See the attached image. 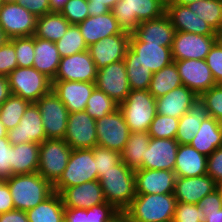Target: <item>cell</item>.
<instances>
[{
    "mask_svg": "<svg viewBox=\"0 0 222 222\" xmlns=\"http://www.w3.org/2000/svg\"><path fill=\"white\" fill-rule=\"evenodd\" d=\"M172 222H206V217L197 204L177 202Z\"/></svg>",
    "mask_w": 222,
    "mask_h": 222,
    "instance_id": "cell-47",
    "label": "cell"
},
{
    "mask_svg": "<svg viewBox=\"0 0 222 222\" xmlns=\"http://www.w3.org/2000/svg\"><path fill=\"white\" fill-rule=\"evenodd\" d=\"M117 210L109 203L105 202L89 208L90 222H107Z\"/></svg>",
    "mask_w": 222,
    "mask_h": 222,
    "instance_id": "cell-53",
    "label": "cell"
},
{
    "mask_svg": "<svg viewBox=\"0 0 222 222\" xmlns=\"http://www.w3.org/2000/svg\"><path fill=\"white\" fill-rule=\"evenodd\" d=\"M97 146L122 153L130 136L129 126L119 108L96 120Z\"/></svg>",
    "mask_w": 222,
    "mask_h": 222,
    "instance_id": "cell-9",
    "label": "cell"
},
{
    "mask_svg": "<svg viewBox=\"0 0 222 222\" xmlns=\"http://www.w3.org/2000/svg\"><path fill=\"white\" fill-rule=\"evenodd\" d=\"M197 206L202 208L205 217L208 216V213H213L222 209V198L219 191L216 189L212 193L203 197L197 203Z\"/></svg>",
    "mask_w": 222,
    "mask_h": 222,
    "instance_id": "cell-54",
    "label": "cell"
},
{
    "mask_svg": "<svg viewBox=\"0 0 222 222\" xmlns=\"http://www.w3.org/2000/svg\"><path fill=\"white\" fill-rule=\"evenodd\" d=\"M11 1H16V0H0V2H11Z\"/></svg>",
    "mask_w": 222,
    "mask_h": 222,
    "instance_id": "cell-70",
    "label": "cell"
},
{
    "mask_svg": "<svg viewBox=\"0 0 222 222\" xmlns=\"http://www.w3.org/2000/svg\"><path fill=\"white\" fill-rule=\"evenodd\" d=\"M199 0H166V4L189 5Z\"/></svg>",
    "mask_w": 222,
    "mask_h": 222,
    "instance_id": "cell-64",
    "label": "cell"
},
{
    "mask_svg": "<svg viewBox=\"0 0 222 222\" xmlns=\"http://www.w3.org/2000/svg\"><path fill=\"white\" fill-rule=\"evenodd\" d=\"M171 47L146 42H129V48L137 54V59L150 68L152 73L160 71L173 62Z\"/></svg>",
    "mask_w": 222,
    "mask_h": 222,
    "instance_id": "cell-29",
    "label": "cell"
},
{
    "mask_svg": "<svg viewBox=\"0 0 222 222\" xmlns=\"http://www.w3.org/2000/svg\"><path fill=\"white\" fill-rule=\"evenodd\" d=\"M96 78V64L87 50L61 58L53 80L96 82Z\"/></svg>",
    "mask_w": 222,
    "mask_h": 222,
    "instance_id": "cell-17",
    "label": "cell"
},
{
    "mask_svg": "<svg viewBox=\"0 0 222 222\" xmlns=\"http://www.w3.org/2000/svg\"><path fill=\"white\" fill-rule=\"evenodd\" d=\"M199 98L204 102L208 116L216 120L222 116V86L220 84L203 92Z\"/></svg>",
    "mask_w": 222,
    "mask_h": 222,
    "instance_id": "cell-46",
    "label": "cell"
},
{
    "mask_svg": "<svg viewBox=\"0 0 222 222\" xmlns=\"http://www.w3.org/2000/svg\"><path fill=\"white\" fill-rule=\"evenodd\" d=\"M206 64L210 68L215 82L222 81V45L217 41L205 58Z\"/></svg>",
    "mask_w": 222,
    "mask_h": 222,
    "instance_id": "cell-51",
    "label": "cell"
},
{
    "mask_svg": "<svg viewBox=\"0 0 222 222\" xmlns=\"http://www.w3.org/2000/svg\"><path fill=\"white\" fill-rule=\"evenodd\" d=\"M13 95L36 103L52 90V80L34 67H17L8 76Z\"/></svg>",
    "mask_w": 222,
    "mask_h": 222,
    "instance_id": "cell-7",
    "label": "cell"
},
{
    "mask_svg": "<svg viewBox=\"0 0 222 222\" xmlns=\"http://www.w3.org/2000/svg\"><path fill=\"white\" fill-rule=\"evenodd\" d=\"M216 188L217 183L207 174L198 177H176L173 194L177 202L197 204Z\"/></svg>",
    "mask_w": 222,
    "mask_h": 222,
    "instance_id": "cell-24",
    "label": "cell"
},
{
    "mask_svg": "<svg viewBox=\"0 0 222 222\" xmlns=\"http://www.w3.org/2000/svg\"><path fill=\"white\" fill-rule=\"evenodd\" d=\"M178 146L175 139L151 137L140 169L174 171Z\"/></svg>",
    "mask_w": 222,
    "mask_h": 222,
    "instance_id": "cell-21",
    "label": "cell"
},
{
    "mask_svg": "<svg viewBox=\"0 0 222 222\" xmlns=\"http://www.w3.org/2000/svg\"><path fill=\"white\" fill-rule=\"evenodd\" d=\"M166 14L176 31L198 35H217L207 22L199 18L188 5L166 4Z\"/></svg>",
    "mask_w": 222,
    "mask_h": 222,
    "instance_id": "cell-25",
    "label": "cell"
},
{
    "mask_svg": "<svg viewBox=\"0 0 222 222\" xmlns=\"http://www.w3.org/2000/svg\"><path fill=\"white\" fill-rule=\"evenodd\" d=\"M47 139H64L67 131L69 111L51 90L37 102Z\"/></svg>",
    "mask_w": 222,
    "mask_h": 222,
    "instance_id": "cell-10",
    "label": "cell"
},
{
    "mask_svg": "<svg viewBox=\"0 0 222 222\" xmlns=\"http://www.w3.org/2000/svg\"><path fill=\"white\" fill-rule=\"evenodd\" d=\"M207 175L216 183L222 181V146L207 157Z\"/></svg>",
    "mask_w": 222,
    "mask_h": 222,
    "instance_id": "cell-52",
    "label": "cell"
},
{
    "mask_svg": "<svg viewBox=\"0 0 222 222\" xmlns=\"http://www.w3.org/2000/svg\"><path fill=\"white\" fill-rule=\"evenodd\" d=\"M16 210L27 211L44 202L53 193V185L38 172L12 175L6 179Z\"/></svg>",
    "mask_w": 222,
    "mask_h": 222,
    "instance_id": "cell-1",
    "label": "cell"
},
{
    "mask_svg": "<svg viewBox=\"0 0 222 222\" xmlns=\"http://www.w3.org/2000/svg\"><path fill=\"white\" fill-rule=\"evenodd\" d=\"M17 67L14 44L8 40L0 47V75L8 76Z\"/></svg>",
    "mask_w": 222,
    "mask_h": 222,
    "instance_id": "cell-49",
    "label": "cell"
},
{
    "mask_svg": "<svg viewBox=\"0 0 222 222\" xmlns=\"http://www.w3.org/2000/svg\"><path fill=\"white\" fill-rule=\"evenodd\" d=\"M7 138L11 145L28 142L41 144L47 139L41 113L36 103L28 105L19 124L7 131Z\"/></svg>",
    "mask_w": 222,
    "mask_h": 222,
    "instance_id": "cell-15",
    "label": "cell"
},
{
    "mask_svg": "<svg viewBox=\"0 0 222 222\" xmlns=\"http://www.w3.org/2000/svg\"><path fill=\"white\" fill-rule=\"evenodd\" d=\"M13 199L6 180L0 179V214L14 210Z\"/></svg>",
    "mask_w": 222,
    "mask_h": 222,
    "instance_id": "cell-57",
    "label": "cell"
},
{
    "mask_svg": "<svg viewBox=\"0 0 222 222\" xmlns=\"http://www.w3.org/2000/svg\"><path fill=\"white\" fill-rule=\"evenodd\" d=\"M208 116L204 102L198 97L188 111L179 118L175 140L179 144H190L198 132L201 122Z\"/></svg>",
    "mask_w": 222,
    "mask_h": 222,
    "instance_id": "cell-31",
    "label": "cell"
},
{
    "mask_svg": "<svg viewBox=\"0 0 222 222\" xmlns=\"http://www.w3.org/2000/svg\"><path fill=\"white\" fill-rule=\"evenodd\" d=\"M190 145L199 153L208 157L215 149L222 146V134L218 121L207 116L202 122Z\"/></svg>",
    "mask_w": 222,
    "mask_h": 222,
    "instance_id": "cell-33",
    "label": "cell"
},
{
    "mask_svg": "<svg viewBox=\"0 0 222 222\" xmlns=\"http://www.w3.org/2000/svg\"><path fill=\"white\" fill-rule=\"evenodd\" d=\"M127 78L131 90H148L153 73L139 59L130 48L124 57Z\"/></svg>",
    "mask_w": 222,
    "mask_h": 222,
    "instance_id": "cell-37",
    "label": "cell"
},
{
    "mask_svg": "<svg viewBox=\"0 0 222 222\" xmlns=\"http://www.w3.org/2000/svg\"><path fill=\"white\" fill-rule=\"evenodd\" d=\"M216 189L219 191V193L221 195V198H222V181L217 183V188Z\"/></svg>",
    "mask_w": 222,
    "mask_h": 222,
    "instance_id": "cell-68",
    "label": "cell"
},
{
    "mask_svg": "<svg viewBox=\"0 0 222 222\" xmlns=\"http://www.w3.org/2000/svg\"><path fill=\"white\" fill-rule=\"evenodd\" d=\"M150 138L148 132H131L121 153L122 162L133 170L140 169Z\"/></svg>",
    "mask_w": 222,
    "mask_h": 222,
    "instance_id": "cell-36",
    "label": "cell"
},
{
    "mask_svg": "<svg viewBox=\"0 0 222 222\" xmlns=\"http://www.w3.org/2000/svg\"><path fill=\"white\" fill-rule=\"evenodd\" d=\"M12 176V145L7 137L0 138V179Z\"/></svg>",
    "mask_w": 222,
    "mask_h": 222,
    "instance_id": "cell-50",
    "label": "cell"
},
{
    "mask_svg": "<svg viewBox=\"0 0 222 222\" xmlns=\"http://www.w3.org/2000/svg\"><path fill=\"white\" fill-rule=\"evenodd\" d=\"M95 82L52 80V90L63 102L69 113L85 111Z\"/></svg>",
    "mask_w": 222,
    "mask_h": 222,
    "instance_id": "cell-20",
    "label": "cell"
},
{
    "mask_svg": "<svg viewBox=\"0 0 222 222\" xmlns=\"http://www.w3.org/2000/svg\"><path fill=\"white\" fill-rule=\"evenodd\" d=\"M176 30L172 26L167 14L145 20L138 24L136 31L131 34L129 42H146L148 44H160V46H172Z\"/></svg>",
    "mask_w": 222,
    "mask_h": 222,
    "instance_id": "cell-19",
    "label": "cell"
},
{
    "mask_svg": "<svg viewBox=\"0 0 222 222\" xmlns=\"http://www.w3.org/2000/svg\"><path fill=\"white\" fill-rule=\"evenodd\" d=\"M206 222H222V209L213 213H208Z\"/></svg>",
    "mask_w": 222,
    "mask_h": 222,
    "instance_id": "cell-63",
    "label": "cell"
},
{
    "mask_svg": "<svg viewBox=\"0 0 222 222\" xmlns=\"http://www.w3.org/2000/svg\"><path fill=\"white\" fill-rule=\"evenodd\" d=\"M217 42V35H198L176 31L171 47L173 61L203 60Z\"/></svg>",
    "mask_w": 222,
    "mask_h": 222,
    "instance_id": "cell-12",
    "label": "cell"
},
{
    "mask_svg": "<svg viewBox=\"0 0 222 222\" xmlns=\"http://www.w3.org/2000/svg\"><path fill=\"white\" fill-rule=\"evenodd\" d=\"M26 215L29 222H63L65 207L60 194L54 192L44 202L27 210Z\"/></svg>",
    "mask_w": 222,
    "mask_h": 222,
    "instance_id": "cell-34",
    "label": "cell"
},
{
    "mask_svg": "<svg viewBox=\"0 0 222 222\" xmlns=\"http://www.w3.org/2000/svg\"><path fill=\"white\" fill-rule=\"evenodd\" d=\"M119 110L130 132H148L156 115V98L148 90H131Z\"/></svg>",
    "mask_w": 222,
    "mask_h": 222,
    "instance_id": "cell-5",
    "label": "cell"
},
{
    "mask_svg": "<svg viewBox=\"0 0 222 222\" xmlns=\"http://www.w3.org/2000/svg\"><path fill=\"white\" fill-rule=\"evenodd\" d=\"M96 87L116 103H122L130 93L127 70L124 60L111 63L97 70Z\"/></svg>",
    "mask_w": 222,
    "mask_h": 222,
    "instance_id": "cell-13",
    "label": "cell"
},
{
    "mask_svg": "<svg viewBox=\"0 0 222 222\" xmlns=\"http://www.w3.org/2000/svg\"><path fill=\"white\" fill-rule=\"evenodd\" d=\"M70 24H78L89 17L87 0H68L60 12Z\"/></svg>",
    "mask_w": 222,
    "mask_h": 222,
    "instance_id": "cell-48",
    "label": "cell"
},
{
    "mask_svg": "<svg viewBox=\"0 0 222 222\" xmlns=\"http://www.w3.org/2000/svg\"><path fill=\"white\" fill-rule=\"evenodd\" d=\"M174 194H136L125 210L132 222H172L176 207Z\"/></svg>",
    "mask_w": 222,
    "mask_h": 222,
    "instance_id": "cell-3",
    "label": "cell"
},
{
    "mask_svg": "<svg viewBox=\"0 0 222 222\" xmlns=\"http://www.w3.org/2000/svg\"><path fill=\"white\" fill-rule=\"evenodd\" d=\"M176 175L174 171L136 169V194H171L174 192Z\"/></svg>",
    "mask_w": 222,
    "mask_h": 222,
    "instance_id": "cell-23",
    "label": "cell"
},
{
    "mask_svg": "<svg viewBox=\"0 0 222 222\" xmlns=\"http://www.w3.org/2000/svg\"><path fill=\"white\" fill-rule=\"evenodd\" d=\"M196 15L218 33L222 29V1L199 0L188 5Z\"/></svg>",
    "mask_w": 222,
    "mask_h": 222,
    "instance_id": "cell-39",
    "label": "cell"
},
{
    "mask_svg": "<svg viewBox=\"0 0 222 222\" xmlns=\"http://www.w3.org/2000/svg\"><path fill=\"white\" fill-rule=\"evenodd\" d=\"M178 125V118L156 113L155 118L150 124L148 133L153 138L175 139Z\"/></svg>",
    "mask_w": 222,
    "mask_h": 222,
    "instance_id": "cell-43",
    "label": "cell"
},
{
    "mask_svg": "<svg viewBox=\"0 0 222 222\" xmlns=\"http://www.w3.org/2000/svg\"><path fill=\"white\" fill-rule=\"evenodd\" d=\"M107 222H132L126 211H117Z\"/></svg>",
    "mask_w": 222,
    "mask_h": 222,
    "instance_id": "cell-61",
    "label": "cell"
},
{
    "mask_svg": "<svg viewBox=\"0 0 222 222\" xmlns=\"http://www.w3.org/2000/svg\"><path fill=\"white\" fill-rule=\"evenodd\" d=\"M174 172L176 177H198L207 174V157L190 144H179Z\"/></svg>",
    "mask_w": 222,
    "mask_h": 222,
    "instance_id": "cell-28",
    "label": "cell"
},
{
    "mask_svg": "<svg viewBox=\"0 0 222 222\" xmlns=\"http://www.w3.org/2000/svg\"><path fill=\"white\" fill-rule=\"evenodd\" d=\"M92 150L96 161L98 179L103 175V173L107 172L122 161L121 154L114 150L100 146H95Z\"/></svg>",
    "mask_w": 222,
    "mask_h": 222,
    "instance_id": "cell-45",
    "label": "cell"
},
{
    "mask_svg": "<svg viewBox=\"0 0 222 222\" xmlns=\"http://www.w3.org/2000/svg\"><path fill=\"white\" fill-rule=\"evenodd\" d=\"M173 62L176 64L182 85L198 96L217 85L205 59H186Z\"/></svg>",
    "mask_w": 222,
    "mask_h": 222,
    "instance_id": "cell-18",
    "label": "cell"
},
{
    "mask_svg": "<svg viewBox=\"0 0 222 222\" xmlns=\"http://www.w3.org/2000/svg\"><path fill=\"white\" fill-rule=\"evenodd\" d=\"M64 220L66 222H90L89 209L65 208Z\"/></svg>",
    "mask_w": 222,
    "mask_h": 222,
    "instance_id": "cell-58",
    "label": "cell"
},
{
    "mask_svg": "<svg viewBox=\"0 0 222 222\" xmlns=\"http://www.w3.org/2000/svg\"><path fill=\"white\" fill-rule=\"evenodd\" d=\"M181 85L176 64L172 62L160 71L153 73L148 91L157 99Z\"/></svg>",
    "mask_w": 222,
    "mask_h": 222,
    "instance_id": "cell-38",
    "label": "cell"
},
{
    "mask_svg": "<svg viewBox=\"0 0 222 222\" xmlns=\"http://www.w3.org/2000/svg\"><path fill=\"white\" fill-rule=\"evenodd\" d=\"M68 0H49L51 12L60 13Z\"/></svg>",
    "mask_w": 222,
    "mask_h": 222,
    "instance_id": "cell-62",
    "label": "cell"
},
{
    "mask_svg": "<svg viewBox=\"0 0 222 222\" xmlns=\"http://www.w3.org/2000/svg\"><path fill=\"white\" fill-rule=\"evenodd\" d=\"M98 179L92 149H72L68 164L60 179L53 185L54 192Z\"/></svg>",
    "mask_w": 222,
    "mask_h": 222,
    "instance_id": "cell-6",
    "label": "cell"
},
{
    "mask_svg": "<svg viewBox=\"0 0 222 222\" xmlns=\"http://www.w3.org/2000/svg\"><path fill=\"white\" fill-rule=\"evenodd\" d=\"M64 140L72 149H92L97 146L96 120L86 111L69 113Z\"/></svg>",
    "mask_w": 222,
    "mask_h": 222,
    "instance_id": "cell-14",
    "label": "cell"
},
{
    "mask_svg": "<svg viewBox=\"0 0 222 222\" xmlns=\"http://www.w3.org/2000/svg\"><path fill=\"white\" fill-rule=\"evenodd\" d=\"M37 17L15 1L0 2V27L10 38L35 34Z\"/></svg>",
    "mask_w": 222,
    "mask_h": 222,
    "instance_id": "cell-11",
    "label": "cell"
},
{
    "mask_svg": "<svg viewBox=\"0 0 222 222\" xmlns=\"http://www.w3.org/2000/svg\"><path fill=\"white\" fill-rule=\"evenodd\" d=\"M59 194L65 208L89 209L106 202L99 180L64 188Z\"/></svg>",
    "mask_w": 222,
    "mask_h": 222,
    "instance_id": "cell-22",
    "label": "cell"
},
{
    "mask_svg": "<svg viewBox=\"0 0 222 222\" xmlns=\"http://www.w3.org/2000/svg\"><path fill=\"white\" fill-rule=\"evenodd\" d=\"M0 222H29L26 212L21 210H12L0 214Z\"/></svg>",
    "mask_w": 222,
    "mask_h": 222,
    "instance_id": "cell-59",
    "label": "cell"
},
{
    "mask_svg": "<svg viewBox=\"0 0 222 222\" xmlns=\"http://www.w3.org/2000/svg\"><path fill=\"white\" fill-rule=\"evenodd\" d=\"M71 152L64 139H46L39 148L38 173L54 185L62 176Z\"/></svg>",
    "mask_w": 222,
    "mask_h": 222,
    "instance_id": "cell-8",
    "label": "cell"
},
{
    "mask_svg": "<svg viewBox=\"0 0 222 222\" xmlns=\"http://www.w3.org/2000/svg\"><path fill=\"white\" fill-rule=\"evenodd\" d=\"M29 104L28 100L13 94L1 104L0 120L7 131L19 124Z\"/></svg>",
    "mask_w": 222,
    "mask_h": 222,
    "instance_id": "cell-40",
    "label": "cell"
},
{
    "mask_svg": "<svg viewBox=\"0 0 222 222\" xmlns=\"http://www.w3.org/2000/svg\"><path fill=\"white\" fill-rule=\"evenodd\" d=\"M89 16H99L112 10L119 0H87Z\"/></svg>",
    "mask_w": 222,
    "mask_h": 222,
    "instance_id": "cell-56",
    "label": "cell"
},
{
    "mask_svg": "<svg viewBox=\"0 0 222 222\" xmlns=\"http://www.w3.org/2000/svg\"><path fill=\"white\" fill-rule=\"evenodd\" d=\"M118 108V103H116L103 91L95 87L91 96L88 98L85 111L91 118L98 120Z\"/></svg>",
    "mask_w": 222,
    "mask_h": 222,
    "instance_id": "cell-41",
    "label": "cell"
},
{
    "mask_svg": "<svg viewBox=\"0 0 222 222\" xmlns=\"http://www.w3.org/2000/svg\"><path fill=\"white\" fill-rule=\"evenodd\" d=\"M119 28L130 35L138 24L166 13V0H119L112 8Z\"/></svg>",
    "mask_w": 222,
    "mask_h": 222,
    "instance_id": "cell-4",
    "label": "cell"
},
{
    "mask_svg": "<svg viewBox=\"0 0 222 222\" xmlns=\"http://www.w3.org/2000/svg\"><path fill=\"white\" fill-rule=\"evenodd\" d=\"M198 97L195 92L181 85L156 99V113L179 119Z\"/></svg>",
    "mask_w": 222,
    "mask_h": 222,
    "instance_id": "cell-26",
    "label": "cell"
},
{
    "mask_svg": "<svg viewBox=\"0 0 222 222\" xmlns=\"http://www.w3.org/2000/svg\"><path fill=\"white\" fill-rule=\"evenodd\" d=\"M15 2L37 18L51 12L49 0H16Z\"/></svg>",
    "mask_w": 222,
    "mask_h": 222,
    "instance_id": "cell-55",
    "label": "cell"
},
{
    "mask_svg": "<svg viewBox=\"0 0 222 222\" xmlns=\"http://www.w3.org/2000/svg\"><path fill=\"white\" fill-rule=\"evenodd\" d=\"M9 38L4 33L3 29L0 27V47L3 46Z\"/></svg>",
    "mask_w": 222,
    "mask_h": 222,
    "instance_id": "cell-65",
    "label": "cell"
},
{
    "mask_svg": "<svg viewBox=\"0 0 222 222\" xmlns=\"http://www.w3.org/2000/svg\"><path fill=\"white\" fill-rule=\"evenodd\" d=\"M9 40L14 44L18 67H33L34 35L14 37Z\"/></svg>",
    "mask_w": 222,
    "mask_h": 222,
    "instance_id": "cell-44",
    "label": "cell"
},
{
    "mask_svg": "<svg viewBox=\"0 0 222 222\" xmlns=\"http://www.w3.org/2000/svg\"><path fill=\"white\" fill-rule=\"evenodd\" d=\"M105 201L117 211H125L136 196L135 170L122 161L99 178Z\"/></svg>",
    "mask_w": 222,
    "mask_h": 222,
    "instance_id": "cell-2",
    "label": "cell"
},
{
    "mask_svg": "<svg viewBox=\"0 0 222 222\" xmlns=\"http://www.w3.org/2000/svg\"><path fill=\"white\" fill-rule=\"evenodd\" d=\"M217 121H218L219 129H220V133L222 134V116L219 117V118L217 119Z\"/></svg>",
    "mask_w": 222,
    "mask_h": 222,
    "instance_id": "cell-69",
    "label": "cell"
},
{
    "mask_svg": "<svg viewBox=\"0 0 222 222\" xmlns=\"http://www.w3.org/2000/svg\"><path fill=\"white\" fill-rule=\"evenodd\" d=\"M39 148L35 142L12 145V175L37 173Z\"/></svg>",
    "mask_w": 222,
    "mask_h": 222,
    "instance_id": "cell-32",
    "label": "cell"
},
{
    "mask_svg": "<svg viewBox=\"0 0 222 222\" xmlns=\"http://www.w3.org/2000/svg\"><path fill=\"white\" fill-rule=\"evenodd\" d=\"M77 25L88 47L107 36L122 32L112 11L99 16H89Z\"/></svg>",
    "mask_w": 222,
    "mask_h": 222,
    "instance_id": "cell-27",
    "label": "cell"
},
{
    "mask_svg": "<svg viewBox=\"0 0 222 222\" xmlns=\"http://www.w3.org/2000/svg\"><path fill=\"white\" fill-rule=\"evenodd\" d=\"M61 60L55 42L34 36V64L33 67L53 80Z\"/></svg>",
    "mask_w": 222,
    "mask_h": 222,
    "instance_id": "cell-30",
    "label": "cell"
},
{
    "mask_svg": "<svg viewBox=\"0 0 222 222\" xmlns=\"http://www.w3.org/2000/svg\"><path fill=\"white\" fill-rule=\"evenodd\" d=\"M55 44L61 58L88 50V46L76 24H71L67 32Z\"/></svg>",
    "mask_w": 222,
    "mask_h": 222,
    "instance_id": "cell-42",
    "label": "cell"
},
{
    "mask_svg": "<svg viewBox=\"0 0 222 222\" xmlns=\"http://www.w3.org/2000/svg\"><path fill=\"white\" fill-rule=\"evenodd\" d=\"M12 95L7 76L0 75V106Z\"/></svg>",
    "mask_w": 222,
    "mask_h": 222,
    "instance_id": "cell-60",
    "label": "cell"
},
{
    "mask_svg": "<svg viewBox=\"0 0 222 222\" xmlns=\"http://www.w3.org/2000/svg\"><path fill=\"white\" fill-rule=\"evenodd\" d=\"M131 35L126 32L110 35L88 47L97 70L124 59Z\"/></svg>",
    "mask_w": 222,
    "mask_h": 222,
    "instance_id": "cell-16",
    "label": "cell"
},
{
    "mask_svg": "<svg viewBox=\"0 0 222 222\" xmlns=\"http://www.w3.org/2000/svg\"><path fill=\"white\" fill-rule=\"evenodd\" d=\"M70 25L61 13L50 12L37 18L34 36L57 42L67 32Z\"/></svg>",
    "mask_w": 222,
    "mask_h": 222,
    "instance_id": "cell-35",
    "label": "cell"
},
{
    "mask_svg": "<svg viewBox=\"0 0 222 222\" xmlns=\"http://www.w3.org/2000/svg\"><path fill=\"white\" fill-rule=\"evenodd\" d=\"M217 41L222 45V29L217 33Z\"/></svg>",
    "mask_w": 222,
    "mask_h": 222,
    "instance_id": "cell-67",
    "label": "cell"
},
{
    "mask_svg": "<svg viewBox=\"0 0 222 222\" xmlns=\"http://www.w3.org/2000/svg\"><path fill=\"white\" fill-rule=\"evenodd\" d=\"M7 137V130L5 129L4 125L0 120V138Z\"/></svg>",
    "mask_w": 222,
    "mask_h": 222,
    "instance_id": "cell-66",
    "label": "cell"
}]
</instances>
